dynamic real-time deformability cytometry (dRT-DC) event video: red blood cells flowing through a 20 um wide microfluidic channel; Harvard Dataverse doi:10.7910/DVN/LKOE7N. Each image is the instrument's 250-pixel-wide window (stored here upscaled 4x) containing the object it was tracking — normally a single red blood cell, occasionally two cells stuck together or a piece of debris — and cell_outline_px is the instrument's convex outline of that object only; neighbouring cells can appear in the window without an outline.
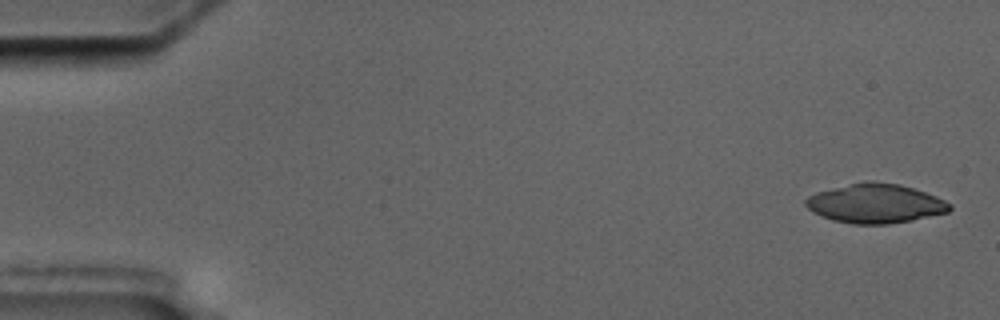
{"species": "common noctule bat (a hibernating species)", "species_latin": "Nyctalus noctula", "temperature_condition": "cold", "stored_images_in_passage": 5, "camera_frame_rate_fps": 3000, "um_per_image_px": 0.085, "animal": {"sex": "male", "body_mass_g": 17.5, "forearm_length_mm": 52.3}, "frame": {"image": 1, "passage_image": 1, "time_ms": 0.0, "image_size_px": [1000, 320], "cell_outline_px": [[952, 208], [948, 212], [912, 220], [888, 224], [852, 224], [832, 220], [812, 212], [804, 204], [804, 200], [808, 196], [816, 192], [864, 180], [872, 180], [900, 184], [936, 196], [952, 204]], "centroid_in_image_um": [74.39, 17.29], "position_along_channel_um": 10.6, "area_um2": 33.12}}